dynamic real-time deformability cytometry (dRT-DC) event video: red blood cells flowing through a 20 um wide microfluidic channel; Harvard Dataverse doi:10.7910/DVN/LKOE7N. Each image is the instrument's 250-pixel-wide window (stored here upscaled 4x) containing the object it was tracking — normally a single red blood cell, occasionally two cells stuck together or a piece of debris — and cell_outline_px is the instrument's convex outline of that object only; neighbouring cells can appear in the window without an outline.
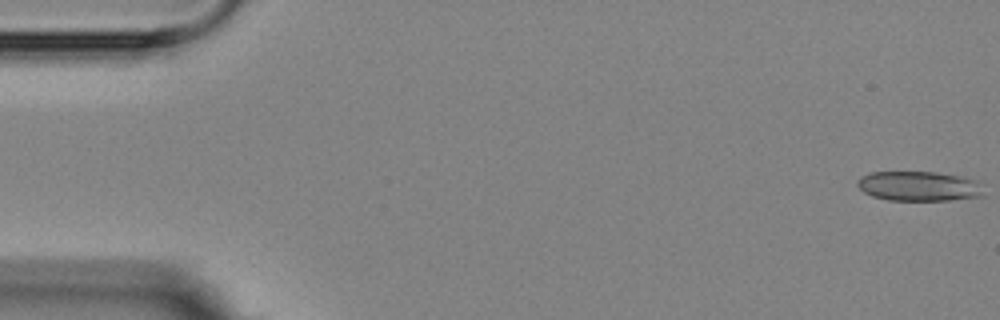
{"species": "Egyptian fruit bat (a non-hibernating species)", "species_latin": "Rousettus aegyptiacus", "temperature_condition": "room temperature", "stored_images_in_passage": 5, "camera_frame_rate_fps": 3000, "um_per_image_px": 0.085, "animal": {"sex": "female"}, "frame": {"image": 1, "passage_image": 1, "time_ms": 0.0, "image_size_px": [1000, 320], "cell_outline_px": [[984, 196], [948, 200], [888, 200], [872, 196], [864, 192], [856, 184], [856, 180], [860, 176], [868, 172], [936, 172], [964, 176], [972, 180]], "centroid_in_image_um": [77.99, 15.81], "position_along_channel_um": 7.0, "area_um2": 21.68}}
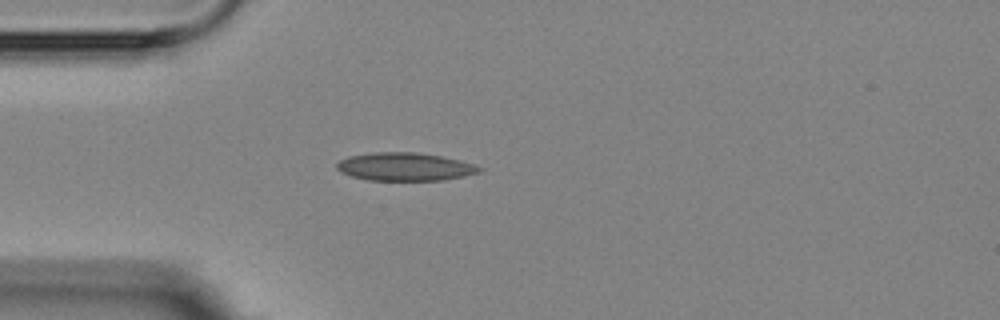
{"frame": {"image": 2, "passage_image": 5, "time_ms": 4.667, "image_size_px": [1000, 320], "cell_outline_px": [[484, 168], [480, 172], [464, 176], [444, 180], [368, 180], [352, 176], [340, 172], [336, 168], [336, 164], [340, 160], [348, 156], [376, 152], [416, 152], [440, 156], [460, 160], [476, 164]], "centroid_in_image_um": [34.44, 14.17], "position_along_channel_um": 50.6, "area_um2": 23.41}}